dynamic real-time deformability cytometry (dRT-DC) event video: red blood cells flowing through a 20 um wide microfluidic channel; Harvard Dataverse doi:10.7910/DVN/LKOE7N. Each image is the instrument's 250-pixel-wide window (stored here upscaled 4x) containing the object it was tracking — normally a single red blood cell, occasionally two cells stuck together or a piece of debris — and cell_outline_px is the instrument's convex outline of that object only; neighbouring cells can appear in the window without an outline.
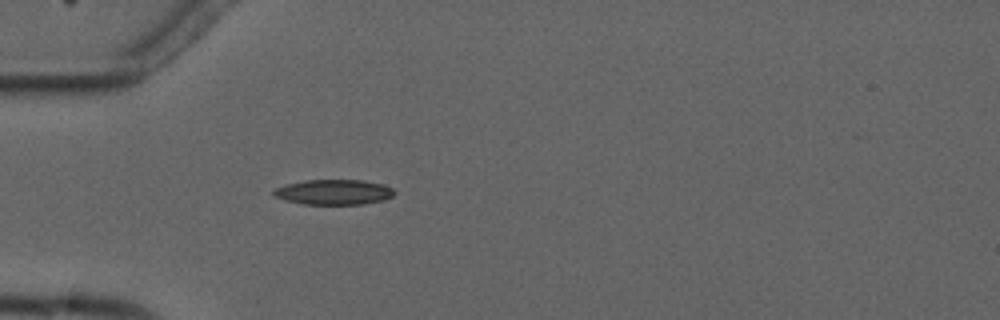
{"species": "common noctule bat (a hibernating species)", "species_latin": "Nyctalus noctula", "temperature_condition": "cold", "stored_images_in_passage": 4, "camera_frame_rate_fps": 3000, "um_per_image_px": 0.085, "animal": {"sex": "male", "forearm_length_mm": 52.5}, "frame": {"image": 1, "passage_image": 4, "time_ms": 6.667, "image_size_px": [1000, 320], "cell_outline_px": [[396, 192], [392, 196], [384, 200], [364, 204], [304, 204], [284, 200], [272, 196], [272, 192], [276, 188], [284, 184], [304, 180], [364, 180], [384, 184], [392, 188]], "centroid_in_image_um": [28.36, 16.32], "position_along_channel_um": 56.6, "area_um2": 17.92}}